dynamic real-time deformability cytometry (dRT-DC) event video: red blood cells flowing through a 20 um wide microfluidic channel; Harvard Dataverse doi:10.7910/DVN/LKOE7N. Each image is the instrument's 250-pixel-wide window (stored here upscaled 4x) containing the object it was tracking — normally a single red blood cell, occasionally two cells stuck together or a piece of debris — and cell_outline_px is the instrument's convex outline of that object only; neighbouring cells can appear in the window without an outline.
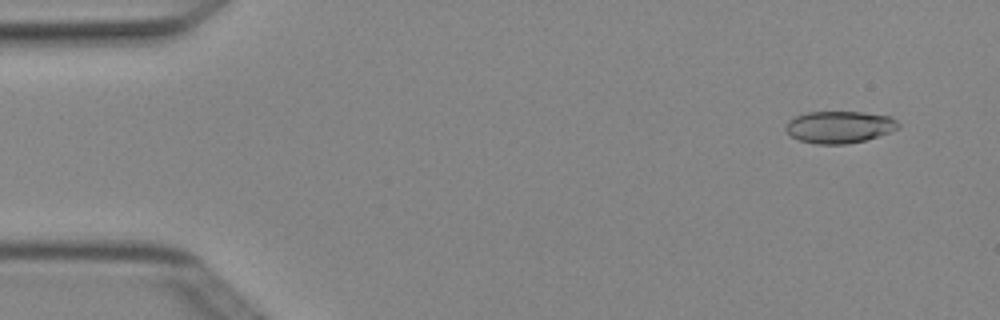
{"species": "Egyptian fruit bat (a non-hibernating species)", "species_latin": "Rousettus aegyptiacus", "temperature_condition": "cold", "stored_images_in_passage": 4, "camera_frame_rate_fps": 3000, "um_per_image_px": 0.085, "animal": {"sex": "female"}, "frame": {"image": 1, "passage_image": 1, "time_ms": 0.0, "image_size_px": [1000, 320], "cell_outline_px": [[900, 124], [896, 128], [888, 132], [864, 140], [844, 144], [816, 144], [800, 140], [792, 136], [784, 128], [788, 120], [796, 116], [808, 112], [864, 112], [892, 116]], "centroid_in_image_um": [71.33, 10.78], "position_along_channel_um": 13.7, "area_um2": 20.81}}
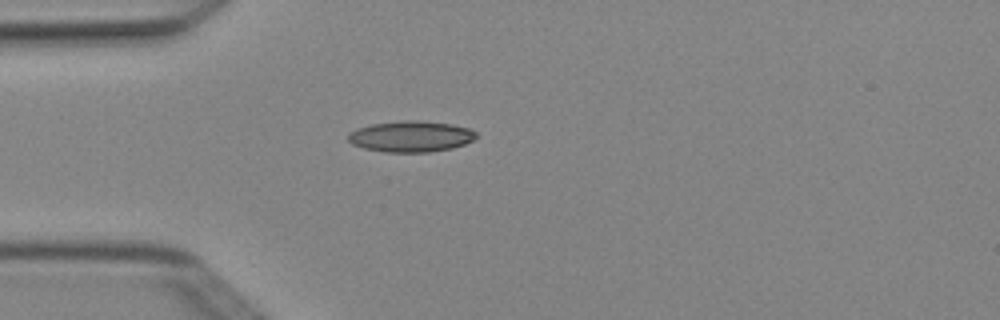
{"frame": {"image": 2, "passage_image": 4, "time_ms": 1.0, "image_size_px": [1000, 320], "cell_outline_px": [[476, 136], [472, 140], [464, 144], [452, 148], [428, 152], [384, 152], [364, 148], [352, 144], [348, 140], [348, 132], [356, 128], [372, 124], [404, 120], [416, 120], [452, 124], [468, 128], [476, 132]], "centroid_in_image_um": [34.89, 11.59], "position_along_channel_um": 50.1, "area_um2": 23.12}}